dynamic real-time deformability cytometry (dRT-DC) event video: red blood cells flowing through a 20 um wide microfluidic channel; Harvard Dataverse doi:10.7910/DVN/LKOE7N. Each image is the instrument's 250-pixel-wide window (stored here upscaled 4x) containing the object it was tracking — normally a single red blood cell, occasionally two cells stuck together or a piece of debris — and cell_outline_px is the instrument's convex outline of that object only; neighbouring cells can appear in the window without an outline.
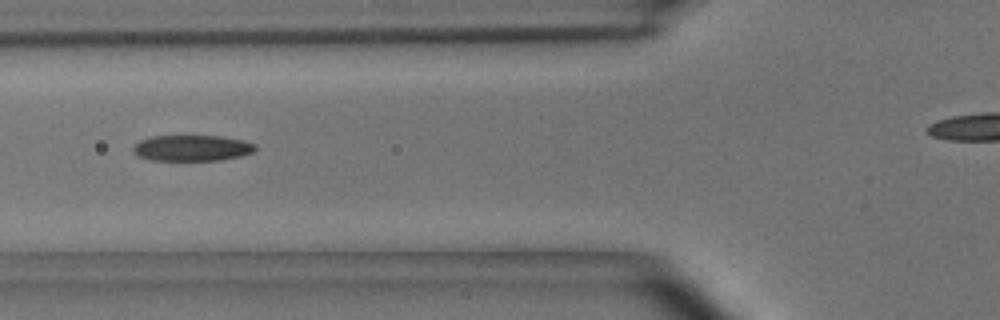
{"species": "common noctule bat (a hibernating species)", "species_latin": "Nyctalus noctula", "temperature_condition": "room temperature", "stored_images_in_passage": 10, "camera_frame_rate_fps": 3000, "um_per_image_px": 0.085, "animal": {"sex": "male", "body_mass_g": 15.6}, "frame": {"image": 1, "passage_image": 5, "time_ms": 1.333, "image_size_px": [1000, 320], "cell_outline_px": [[256, 148], [252, 152], [240, 156], [220, 160], [148, 160], [132, 152], [132, 148], [140, 140], [152, 136], [220, 136], [244, 140], [256, 144]], "centroid_in_image_um": [16.31, 12.58], "position_along_channel_um": 109.5, "area_um2": 18.44}}